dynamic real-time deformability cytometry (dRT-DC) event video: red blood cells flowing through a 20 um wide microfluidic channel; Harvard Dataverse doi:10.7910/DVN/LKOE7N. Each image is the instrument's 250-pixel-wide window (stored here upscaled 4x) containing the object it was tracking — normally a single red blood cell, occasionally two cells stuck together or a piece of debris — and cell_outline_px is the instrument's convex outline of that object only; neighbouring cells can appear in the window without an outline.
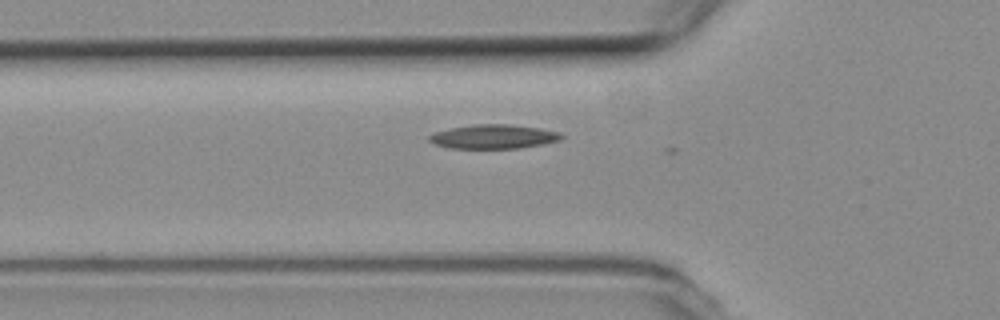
{"species": "common noctule bat (a hibernating species)", "species_latin": "Nyctalus noctula", "temperature_condition": "room temperature", "stored_images_in_passage": 25, "camera_frame_rate_fps": 3000, "um_per_image_px": 0.085, "animal": {"sex": "female", "body_mass_g": 19.3, "forearm_length_mm": 54.1}, "frame": {"image": 1, "passage_image": 4, "time_ms": 1.0, "image_size_px": [1000, 320], "cell_outline_px": [[564, 136], [560, 140], [544, 144], [520, 148], [448, 148], [432, 144], [428, 140], [428, 136], [436, 132], [448, 128], [476, 124], [512, 124], [540, 128], [560, 132]], "centroid_in_image_um": [41.95, 11.61], "position_along_channel_um": 83.9, "area_um2": 18.79}}
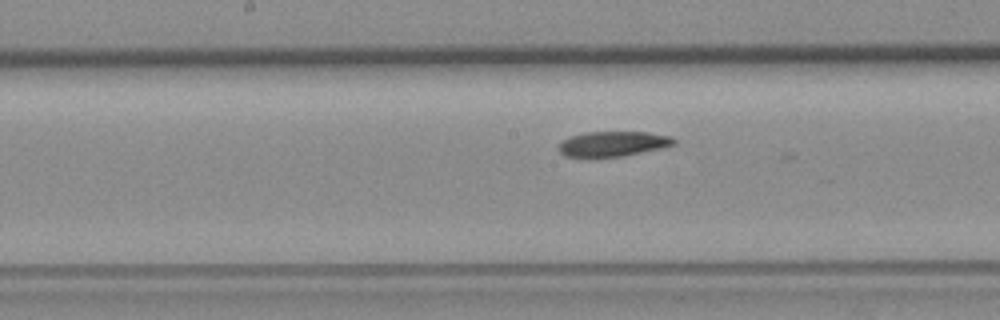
{"frame": {"image": 2, "passage_image": 13, "time_ms": 4.0, "image_size_px": [1000, 320], "cell_outline_px": [[676, 144], [660, 148], [624, 156], [564, 156], [560, 152], [560, 144], [564, 140], [572, 136], [584, 132], [648, 132], [672, 136], [676, 140]], "centroid_in_image_um": [52.16, 12.21], "position_along_channel_um": 196.0, "area_um2": 16.53}}
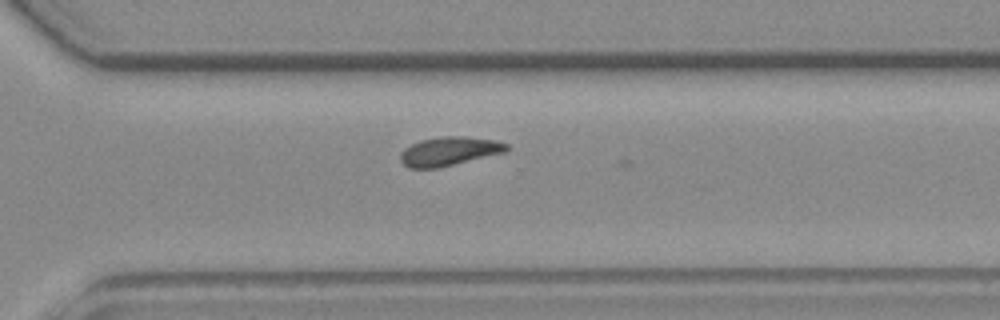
{"frame": {"image": 3, "passage_image": 24, "time_ms": 7.667, "image_size_px": [1000, 320], "cell_outline_px": [[508, 148], [504, 152], [436, 168], [408, 168], [400, 160], [400, 152], [404, 148], [420, 140], [440, 136], [464, 136], [496, 140], [508, 144]], "centroid_in_image_um": [38.14, 12.84], "position_along_channel_um": 332.5, "area_um2": 17.69}}